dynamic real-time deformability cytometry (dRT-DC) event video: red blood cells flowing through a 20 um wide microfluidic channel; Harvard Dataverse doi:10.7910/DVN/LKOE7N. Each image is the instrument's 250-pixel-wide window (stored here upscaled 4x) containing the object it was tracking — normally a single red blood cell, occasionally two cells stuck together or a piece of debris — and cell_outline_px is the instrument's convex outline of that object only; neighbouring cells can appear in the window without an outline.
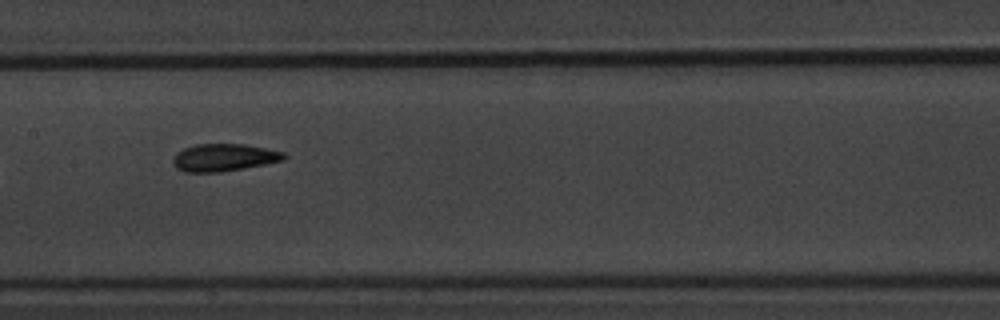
{"species": "common noctule bat (a hibernating species)", "species_latin": "Nyctalus noctula", "temperature_condition": "warm", "stored_images_in_passage": 14, "camera_frame_rate_fps": 3000, "um_per_image_px": 0.085, "animal": {"sex": "male", "body_mass_g": 20.1, "forearm_length_mm": 53.5}, "frame": {"image": 1, "passage_image": 7, "time_ms": 9.667, "image_size_px": [1000, 320], "cell_outline_px": [[288, 156], [284, 160], [244, 168], [220, 172], [184, 172], [176, 168], [172, 164], [172, 160], [176, 152], [184, 148], [196, 144], [244, 144], [284, 152]], "centroid_in_image_um": [19.0, 13.39], "position_along_channel_um": 188.4, "area_um2": 17.8}}
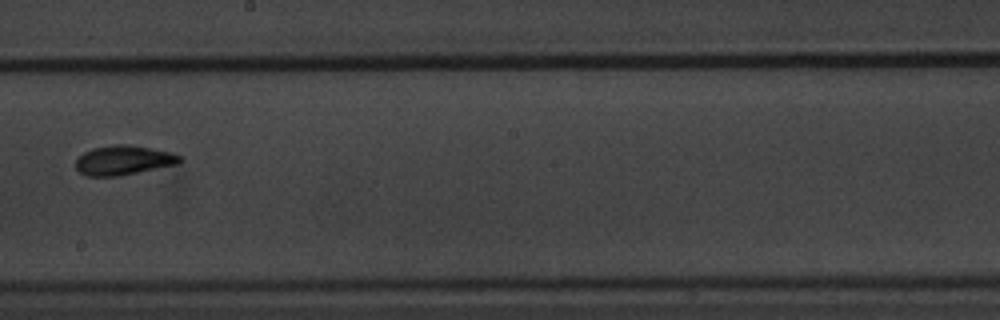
{"frame": {"image": 2, "passage_image": 8, "time_ms": 11.0, "image_size_px": [1000, 320], "cell_outline_px": [[184, 160], [180, 164], [120, 176], [84, 176], [76, 168], [76, 160], [84, 152], [92, 148], [112, 144], [128, 144], [152, 148], [172, 152], [184, 156]], "centroid_in_image_um": [10.57, 13.62], "position_along_channel_um": 237.6, "area_um2": 18.32}}
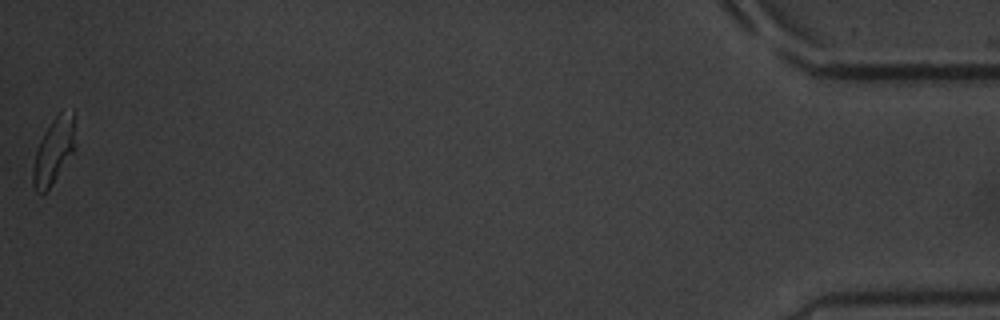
{"frame": {"image": 3, "passage_image": 14, "time_ms": 18.667, "image_size_px": [1000, 320], "cell_outline_px": [[72, 152], [52, 184], [44, 192], [36, 192], [32, 184], [32, 168], [36, 152], [40, 140], [44, 132], [52, 120], [60, 112], [72, 112]], "centroid_in_image_um": [4.47, 12.89], "position_along_channel_um": 430.7, "area_um2": 15.2}, "authors_computed_cell_mechanics": {"area_um2": 17.6868, "velocity_mm_per_s": 3.7048, "shape_relaxation_time_tau1_ms": 9.4577, "shape_relaxation_time_tau2_ms": 2.771, "deformation_change_tau1": 0.1931, "deformation_change_tau2": 0.0693}}